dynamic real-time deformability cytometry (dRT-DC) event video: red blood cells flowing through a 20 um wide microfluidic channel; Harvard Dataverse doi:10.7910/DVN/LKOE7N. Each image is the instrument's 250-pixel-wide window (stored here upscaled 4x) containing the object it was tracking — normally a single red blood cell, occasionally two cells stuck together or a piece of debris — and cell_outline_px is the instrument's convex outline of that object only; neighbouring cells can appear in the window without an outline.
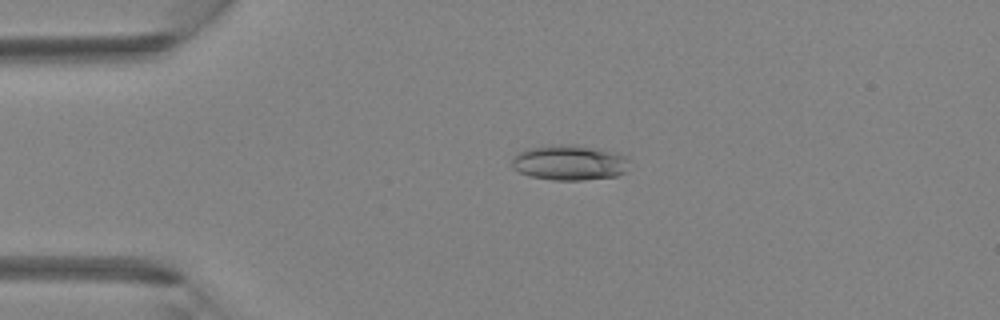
{"species": "Egyptian fruit bat (a non-hibernating species)", "species_latin": "Rousettus aegyptiacus", "temperature_condition": "room temperature", "stored_images_in_passage": 5, "camera_frame_rate_fps": 3000, "um_per_image_px": 0.085, "animal": {"sex": "female"}, "frame": {"image": 1, "passage_image": 3, "time_ms": 0.667, "image_size_px": [1000, 320], "cell_outline_px": [[628, 160], [624, 172], [616, 176], [584, 180], [556, 180], [532, 176], [520, 172], [512, 168], [512, 156], [516, 152], [528, 148], [548, 144], [576, 144], [600, 148], [620, 152], [628, 156]], "centroid_in_image_um": [48.4, 13.78], "position_along_channel_um": 36.6, "area_um2": 24.62}}
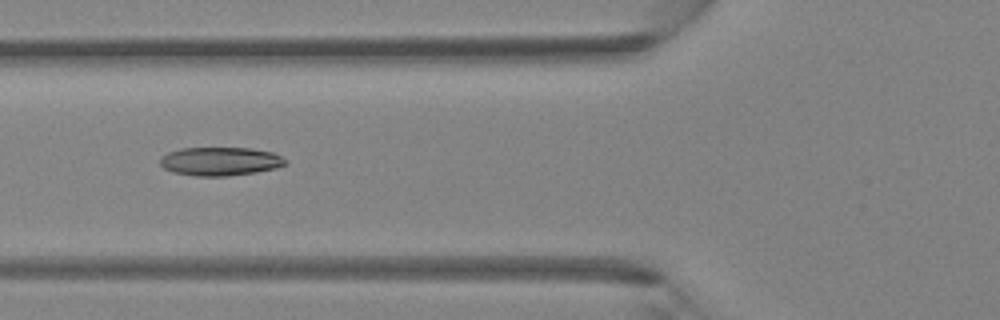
{"frame": {"image": 2, "passage_image": 5, "time_ms": 1.333, "image_size_px": [1000, 320], "cell_outline_px": [[288, 160], [284, 164], [276, 168], [256, 172], [228, 176], [196, 176], [172, 172], [164, 168], [160, 164], [160, 156], [168, 152], [180, 148], [252, 148], [272, 152]], "centroid_in_image_um": [18.69, 13.71], "position_along_channel_um": 107.1, "area_um2": 20.92}}